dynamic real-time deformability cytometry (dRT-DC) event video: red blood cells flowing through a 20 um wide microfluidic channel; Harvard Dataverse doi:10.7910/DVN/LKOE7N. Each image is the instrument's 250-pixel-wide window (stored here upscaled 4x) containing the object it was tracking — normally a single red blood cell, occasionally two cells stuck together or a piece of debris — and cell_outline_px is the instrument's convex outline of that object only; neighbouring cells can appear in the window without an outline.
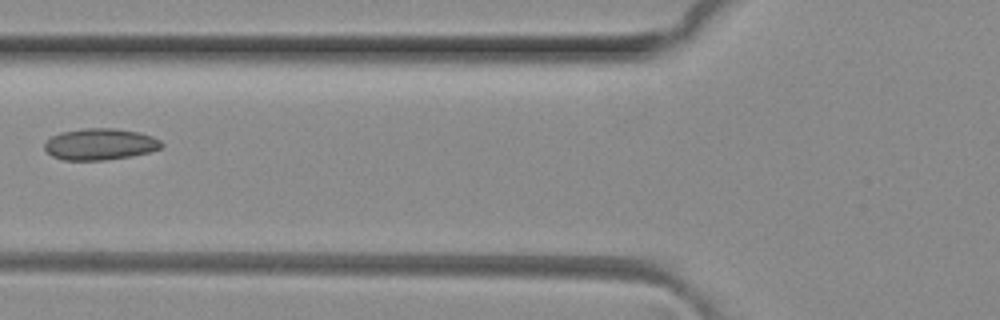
{"species": "common noctule bat (a hibernating species)", "species_latin": "Nyctalus noctula", "temperature_condition": "room temperature", "stored_images_in_passage": 4, "camera_frame_rate_fps": 3000, "um_per_image_px": 0.085, "animal": {"sex": "female", "body_mass_g": 29.2, "forearm_length_mm": 56.3}, "frame": {"image": 1, "passage_image": 4, "time_ms": 1.0, "image_size_px": [1000, 320], "cell_outline_px": [[164, 144], [160, 148], [148, 152], [128, 156], [104, 160], [64, 160], [52, 156], [44, 148], [44, 144], [52, 136], [60, 132], [84, 128], [112, 128], [140, 132], [152, 136], [160, 140]], "centroid_in_image_um": [8.49, 12.25], "position_along_channel_um": 117.3, "area_um2": 21.33}}